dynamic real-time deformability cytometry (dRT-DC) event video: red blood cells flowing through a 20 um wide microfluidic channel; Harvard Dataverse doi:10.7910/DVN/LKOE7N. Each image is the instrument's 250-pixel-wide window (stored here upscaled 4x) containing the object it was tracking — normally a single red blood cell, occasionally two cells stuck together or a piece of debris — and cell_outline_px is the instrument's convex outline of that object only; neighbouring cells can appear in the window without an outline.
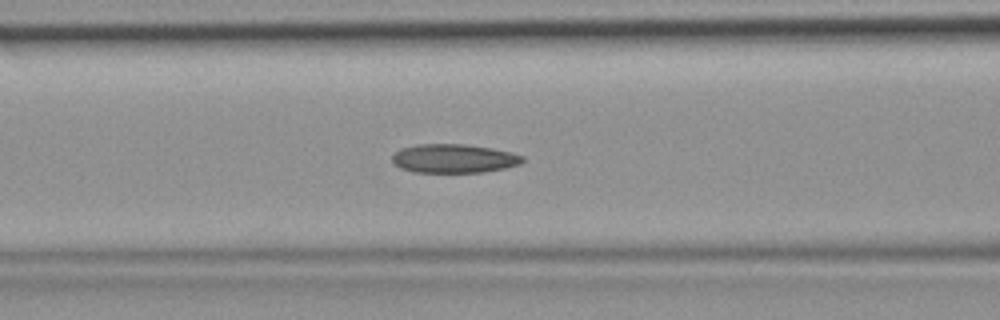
{"species": "common noctule bat (a hibernating species)", "species_latin": "Nyctalus noctula", "temperature_condition": "room temperature", "stored_images_in_passage": 44, "camera_frame_rate_fps": 3000, "um_per_image_px": 0.085, "animal": {"sex": "female", "body_mass_g": 19.9}, "frame": {"image": 1, "passage_image": 18, "time_ms": 5.667, "image_size_px": [1000, 320], "cell_outline_px": [[524, 160], [520, 164], [504, 168], [484, 172], [412, 172], [400, 168], [392, 160], [392, 156], [400, 148], [416, 144], [464, 144], [492, 148], [512, 152], [524, 156]], "centroid_in_image_um": [38.58, 13.47], "position_along_channel_um": 128.0, "area_um2": 21.96}}
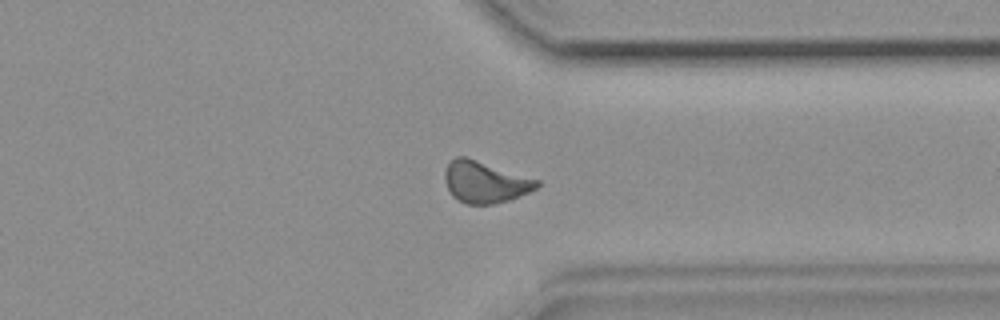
{"frame": {"image": 2, "passage_image": 34, "time_ms": 11.0, "image_size_px": [1000, 320], "cell_outline_px": [[540, 184], [536, 188], [528, 192], [508, 200], [492, 204], [468, 204], [452, 196], [444, 180], [444, 172], [448, 164], [456, 156], [464, 156], [540, 180]], "centroid_in_image_um": [41.21, 15.47], "position_along_channel_um": 370.2, "area_um2": 22.02}}
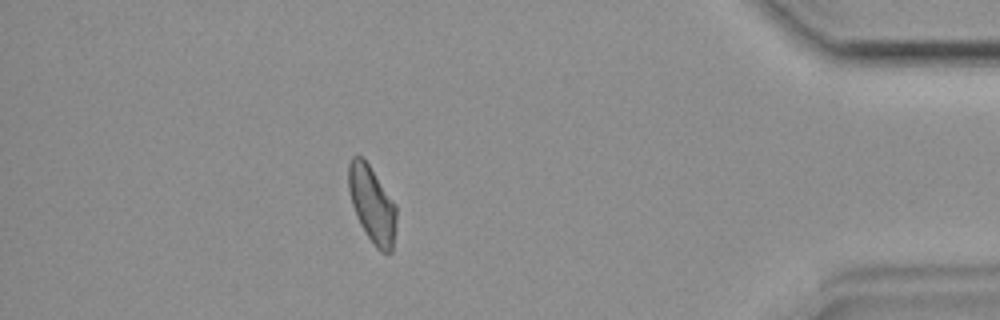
{"frame": {"image": 3, "passage_image": 39, "time_ms": 12.667, "image_size_px": [1000, 320], "cell_outline_px": [[396, 224], [392, 252], [380, 252], [376, 248], [360, 224], [356, 216], [352, 204], [348, 188], [348, 164], [352, 156], [360, 156], [368, 164], [396, 204]], "centroid_in_image_um": [31.62, 17.38], "position_along_channel_um": 403.6, "area_um2": 21.21}}